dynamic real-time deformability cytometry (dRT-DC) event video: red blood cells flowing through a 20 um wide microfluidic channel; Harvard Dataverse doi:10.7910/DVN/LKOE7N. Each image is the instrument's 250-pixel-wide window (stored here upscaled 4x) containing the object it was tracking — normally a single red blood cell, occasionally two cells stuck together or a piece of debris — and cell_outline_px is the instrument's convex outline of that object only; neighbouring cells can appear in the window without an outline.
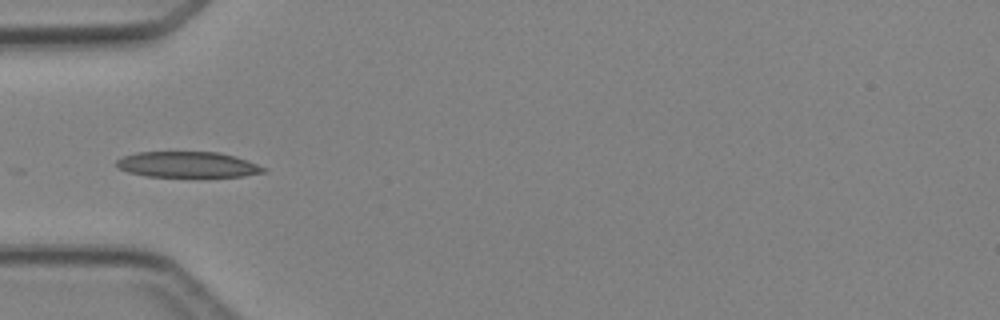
{"species": "Egyptian fruit bat (a non-hibernating species)", "species_latin": "Rousettus aegyptiacus", "temperature_condition": "cold", "stored_images_in_passage": 6, "camera_frame_rate_fps": 3000, "um_per_image_px": 0.085, "animal": {"sex": "female"}, "frame": {"image": 1, "passage_image": 5, "time_ms": 5.667, "image_size_px": [1000, 320], "cell_outline_px": [[268, 172], [244, 176], [144, 176], [128, 172], [120, 168], [116, 164], [116, 160], [124, 156], [136, 152], [216, 152], [232, 156], [268, 168]], "centroid_in_image_um": [15.94, 13.99], "position_along_channel_um": 69.1, "area_um2": 21.79}}
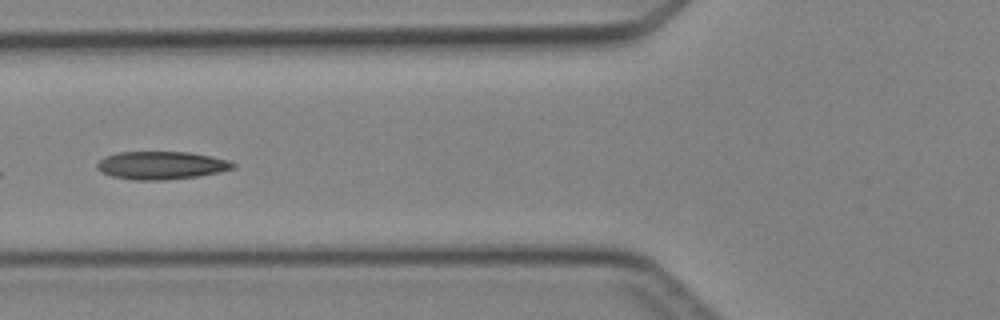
{"frame": {"image": 2, "passage_image": 6, "time_ms": 6.667, "image_size_px": [1000, 320], "cell_outline_px": [[236, 168], [220, 172], [200, 176], [164, 180], [132, 180], [112, 176], [100, 172], [96, 168], [96, 164], [104, 156], [120, 152], [188, 152], [212, 156], [228, 160], [236, 164]], "centroid_in_image_um": [13.72, 14.06], "position_along_channel_um": 112.1, "area_um2": 22.37}}